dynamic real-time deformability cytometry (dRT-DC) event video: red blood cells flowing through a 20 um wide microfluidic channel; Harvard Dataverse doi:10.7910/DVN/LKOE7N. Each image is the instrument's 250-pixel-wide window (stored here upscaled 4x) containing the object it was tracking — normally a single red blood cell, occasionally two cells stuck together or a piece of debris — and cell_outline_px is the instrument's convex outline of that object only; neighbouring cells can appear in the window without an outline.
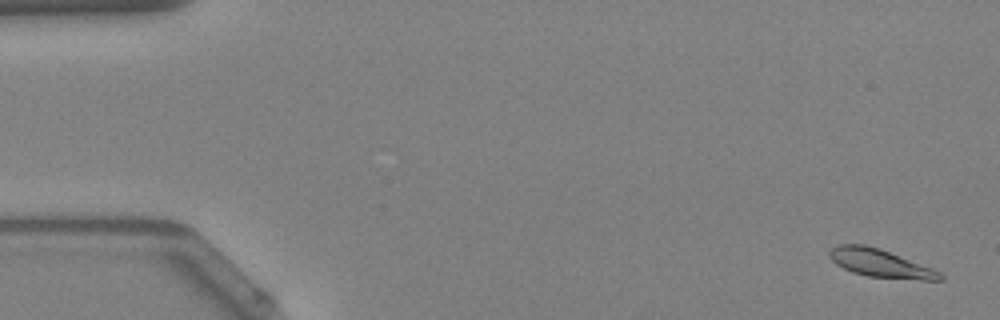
{"species": "Egyptian fruit bat (a non-hibernating species)", "species_latin": "Rousettus aegyptiacus", "temperature_condition": "warm", "stored_images_in_passage": 51, "camera_frame_rate_fps": 3000, "um_per_image_px": 0.085, "animal": {"sex": "female"}, "frame": {"image": 1, "passage_image": 2, "time_ms": 0.333, "image_size_px": [1000, 320], "cell_outline_px": [[944, 280], [920, 280], [868, 276], [852, 272], [836, 264], [828, 256], [828, 252], [832, 248], [840, 244], [864, 244], [888, 252], [932, 268], [940, 272], [944, 276]], "centroid_in_image_um": [74.81, 22.39], "position_along_channel_um": 10.2, "area_um2": 17.74}}
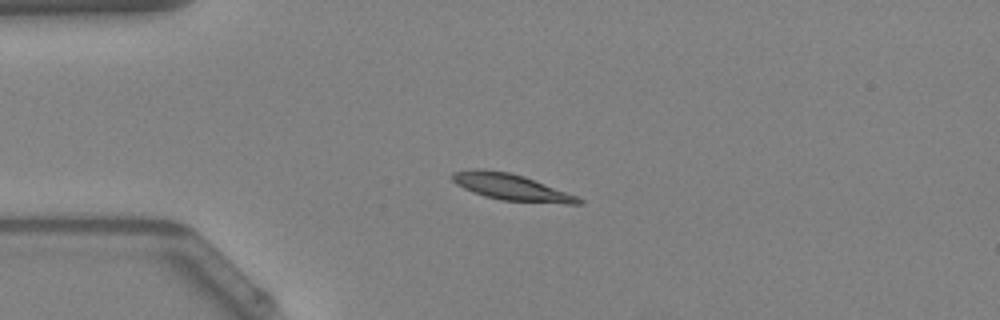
{"frame": {"image": 2, "passage_image": 13, "time_ms": 4.0, "image_size_px": [1000, 320], "cell_outline_px": [[584, 204], [564, 204], [500, 200], [484, 196], [472, 192], [456, 184], [448, 176], [452, 172], [476, 168], [480, 168], [508, 172], [524, 176], [576, 196], [584, 200]], "centroid_in_image_um": [43.41, 15.91], "position_along_channel_um": 41.6, "area_um2": 19.54}}
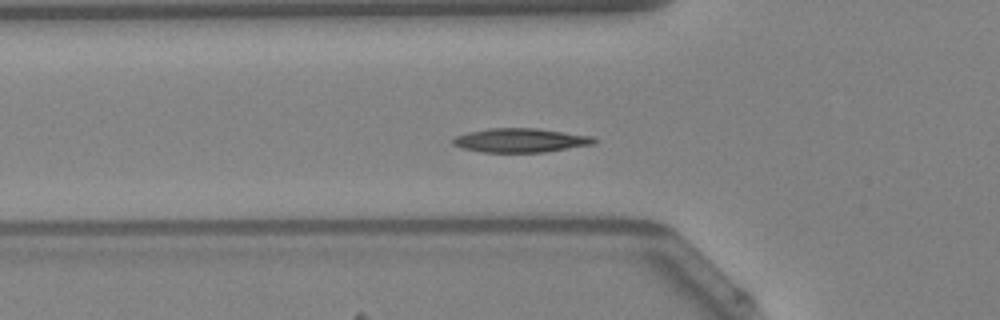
{"frame": {"image": 3, "passage_image": 18, "time_ms": 5.667, "image_size_px": [1000, 320], "cell_outline_px": [[600, 140], [596, 144], [544, 152], [480, 152], [460, 148], [452, 144], [452, 140], [456, 136], [472, 132], [492, 128], [536, 128], [592, 136]], "centroid_in_image_um": [44.29, 11.94], "position_along_channel_um": 81.5, "area_um2": 19.77}, "authors_computed_cell_mechanics": {"area_um2": 18.4382, "velocity_mm_per_s": 4.0119, "shape_relaxation_time_tau1_ms": 2.3085, "shape_relaxation_time_tau2_ms": null, "deformation_change_tau1": 0.1029, "deformation_change_tau2": null}}